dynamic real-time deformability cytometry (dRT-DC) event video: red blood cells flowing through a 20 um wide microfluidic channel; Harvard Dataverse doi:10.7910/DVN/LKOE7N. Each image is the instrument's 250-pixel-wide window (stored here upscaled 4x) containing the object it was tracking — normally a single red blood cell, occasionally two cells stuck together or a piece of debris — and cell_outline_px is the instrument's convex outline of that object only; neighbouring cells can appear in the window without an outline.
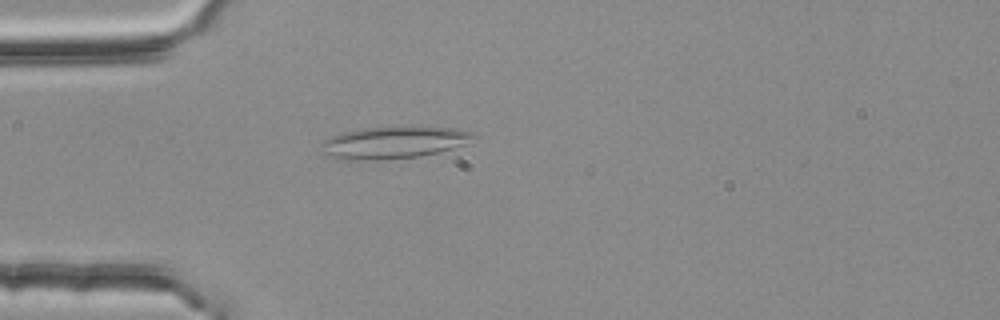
{"species": "common noctule bat (a hibernating species)", "species_latin": "Nyctalus noctula", "temperature_condition": "room temperature", "stored_images_in_passage": 3, "camera_frame_rate_fps": 3000, "um_per_image_px": 0.085, "animal": {"sex": "female", "body_mass_g": 25.1}, "frame": {"image": 1, "passage_image": 3, "time_ms": 0.667, "image_size_px": [1000, 320], "cell_outline_px": [[476, 132], [464, 144], [452, 148], [436, 152], [416, 156], [344, 160], [320, 152], [320, 144], [324, 140], [332, 136], [344, 132], [360, 128], [412, 124], [456, 128]], "centroid_in_image_um": [33.45, 12.04], "position_along_channel_um": 51.5, "area_um2": 28.55}}